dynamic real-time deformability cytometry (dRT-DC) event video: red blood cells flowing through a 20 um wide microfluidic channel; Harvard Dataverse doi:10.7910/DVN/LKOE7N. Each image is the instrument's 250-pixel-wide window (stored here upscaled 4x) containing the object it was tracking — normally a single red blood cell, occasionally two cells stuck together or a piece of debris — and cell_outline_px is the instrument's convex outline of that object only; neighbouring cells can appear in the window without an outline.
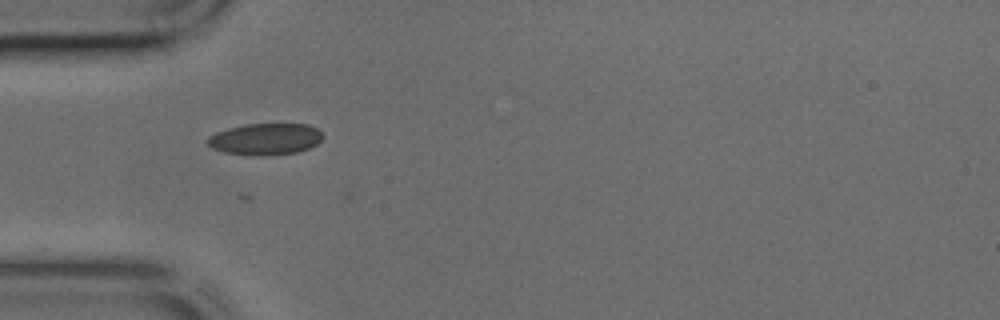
{"species": "common noctule bat (a hibernating species)", "species_latin": "Nyctalus noctula", "temperature_condition": "cold", "stored_images_in_passage": 31, "camera_frame_rate_fps": 3000, "um_per_image_px": 0.085, "animal": {"sex": "male", "body_mass_g": 17.9, "forearm_length_mm": 54.2}, "frame": {"image": 1, "passage_image": 1, "time_ms": 0.0, "image_size_px": [1000, 320], "cell_outline_px": [[324, 136], [316, 144], [308, 148], [296, 152], [264, 156], [256, 156], [224, 152], [212, 148], [208, 144], [208, 136], [216, 132], [228, 128], [244, 124], [308, 124], [316, 128]], "centroid_in_image_um": [22.54, 11.82], "position_along_channel_um": 62.5, "area_um2": 21.15}}